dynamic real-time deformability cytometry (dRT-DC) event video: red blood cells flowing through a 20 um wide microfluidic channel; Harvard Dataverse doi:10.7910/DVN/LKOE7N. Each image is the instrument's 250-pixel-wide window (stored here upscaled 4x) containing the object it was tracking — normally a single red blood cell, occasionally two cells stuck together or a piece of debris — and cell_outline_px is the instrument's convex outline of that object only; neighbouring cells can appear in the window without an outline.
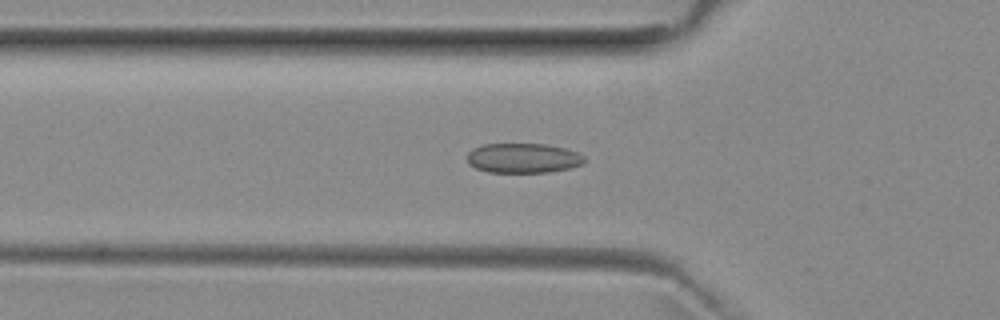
{"species": "common noctule bat (a hibernating species)", "species_latin": "Nyctalus noctula", "temperature_condition": "room temperature", "stored_images_in_passage": 50, "camera_frame_rate_fps": 3000, "um_per_image_px": 0.085, "animal": {"sex": "female", "body_mass_g": 29.2, "forearm_length_mm": 56.3}, "frame": {"image": 1, "passage_image": 16, "time_ms": 5.0, "image_size_px": [1000, 320], "cell_outline_px": [[584, 164], [568, 168], [548, 172], [488, 172], [476, 168], [468, 164], [468, 152], [472, 148], [484, 144], [544, 144], [564, 148], [576, 152], [584, 156]], "centroid_in_image_um": [44.44, 13.44], "position_along_channel_um": 81.4, "area_um2": 20.23}}
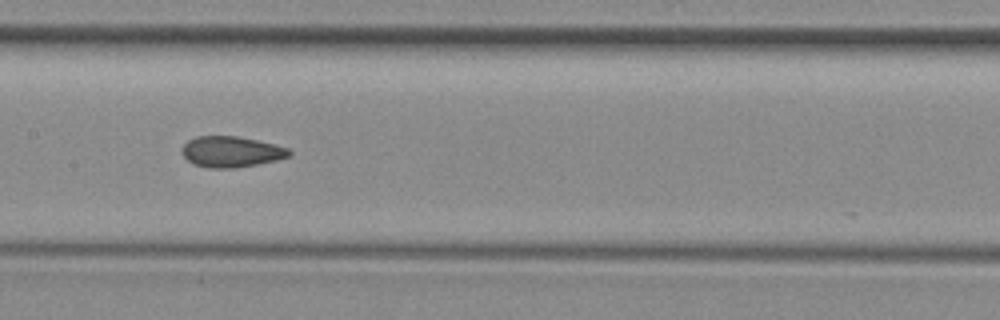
{"frame": {"image": 2, "passage_image": 24, "time_ms": 7.667, "image_size_px": [1000, 320], "cell_outline_px": [[292, 152], [288, 156], [276, 160], [236, 168], [208, 168], [192, 164], [180, 152], [184, 144], [188, 140], [196, 136], [236, 136], [256, 140], [288, 148]], "centroid_in_image_um": [19.6, 12.9], "position_along_channel_um": 187.8, "area_um2": 19.19}}
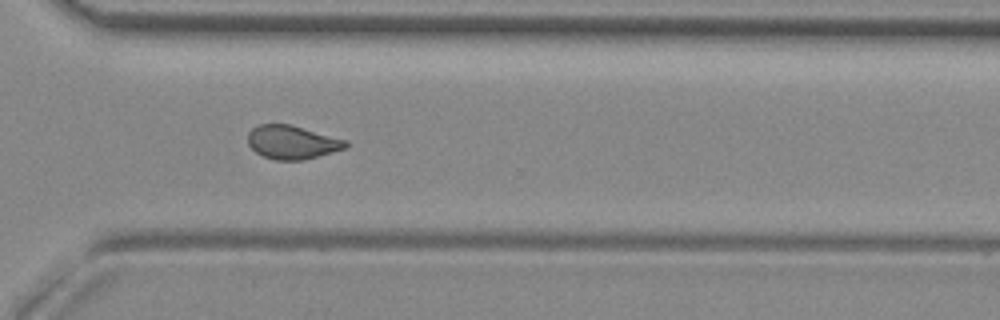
{"frame": {"image": 3, "passage_image": 36, "time_ms": 11.667, "image_size_px": [1000, 320], "cell_outline_px": [[348, 144], [344, 148], [332, 152], [304, 160], [276, 160], [264, 156], [256, 152], [248, 144], [248, 132], [252, 128], [260, 124], [288, 124], [348, 140]], "centroid_in_image_um": [24.82, 12.09], "position_along_channel_um": 345.8, "area_um2": 18.96}, "authors_computed_cell_mechanics": {"area_um2": 19.7965, "velocity_mm_per_s": 3.9599, "shape_relaxation_time_tau1_ms": null, "shape_relaxation_time_tau2_ms": 1.7947, "deformation_change_tau1": null, "deformation_change_tau2": 0.0626}}